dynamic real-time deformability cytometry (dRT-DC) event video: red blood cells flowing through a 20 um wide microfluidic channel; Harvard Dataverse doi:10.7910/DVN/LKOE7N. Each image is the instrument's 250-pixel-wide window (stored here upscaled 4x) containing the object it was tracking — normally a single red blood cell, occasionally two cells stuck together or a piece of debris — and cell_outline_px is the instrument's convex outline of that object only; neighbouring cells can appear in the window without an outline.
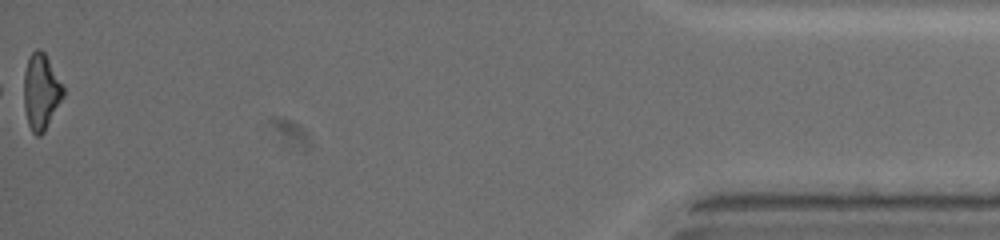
{"species": "common noctule bat (a hibernating species)", "species_latin": "Nyctalus noctula", "temperature_condition": "warm", "stored_images_in_passage": 39, "segment_of_instrument_passage": [2, 2], "camera_frame_rate_fps": 3000, "um_per_image_px": 0.085, "animal": {"sex": "female", "body_mass_g": 19.5, "forearm_length_mm": 54.1}, "frame": {"image": 1, "passage_image": 39, "time_ms": 12.667, "image_size_px": [1000, 240], "cell_outline_px": [[64, 96], [44, 132], [40, 136], [36, 136], [32, 132], [28, 124], [24, 108], [24, 72], [28, 60], [32, 52], [36, 48], [40, 48], [44, 52], [64, 88]], "centroid_in_image_um": [3.48, 7.81], "position_along_channel_um": 431.7, "area_um2": 17.28}}